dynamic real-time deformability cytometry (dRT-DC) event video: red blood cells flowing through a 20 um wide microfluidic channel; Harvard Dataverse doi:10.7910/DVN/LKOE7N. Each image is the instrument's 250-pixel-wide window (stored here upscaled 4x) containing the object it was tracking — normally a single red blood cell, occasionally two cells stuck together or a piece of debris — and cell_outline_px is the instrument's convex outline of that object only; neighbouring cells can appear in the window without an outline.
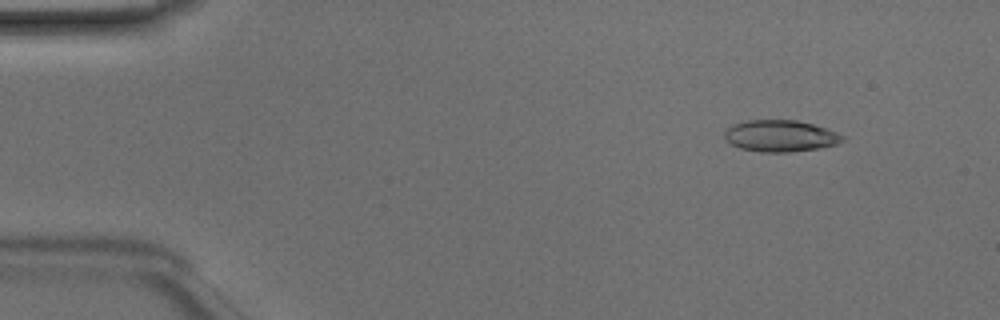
{"species": "Egyptian fruit bat (a non-hibernating species)", "species_latin": "Rousettus aegyptiacus", "temperature_condition": "room temperature", "stored_images_in_passage": 27, "camera_frame_rate_fps": 3000, "um_per_image_px": 0.085, "animal": {"sex": "male"}, "frame": {"image": 1, "passage_image": 5, "time_ms": 1.333, "image_size_px": [1000, 320], "cell_outline_px": [[844, 140], [836, 144], [816, 148], [788, 152], [760, 152], [740, 148], [724, 140], [724, 132], [732, 124], [748, 120], [796, 120], [812, 124], [836, 132], [844, 136]], "centroid_in_image_um": [66.28, 11.55], "position_along_channel_um": 18.7, "area_um2": 21.56}}
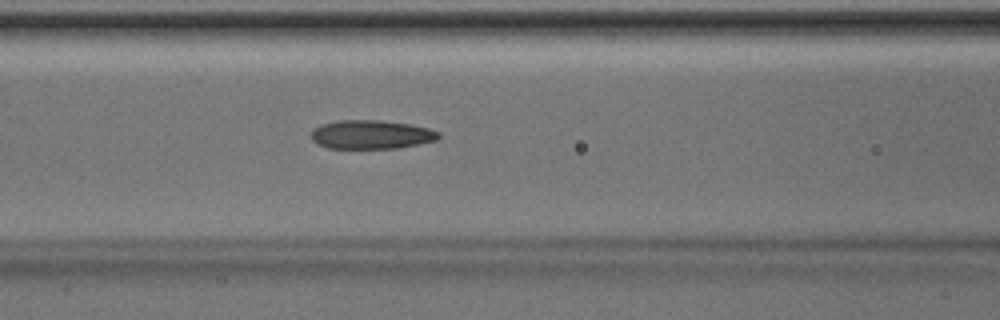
{"frame": {"image": 2, "passage_image": 20, "time_ms": 6.333, "image_size_px": [1000, 320], "cell_outline_px": [[440, 136], [436, 140], [420, 144], [396, 148], [328, 148], [316, 144], [312, 140], [312, 128], [320, 124], [340, 120], [380, 120], [408, 124], [428, 128], [440, 132]], "centroid_in_image_um": [31.53, 11.43], "position_along_channel_um": 135.1, "area_um2": 21.44}}
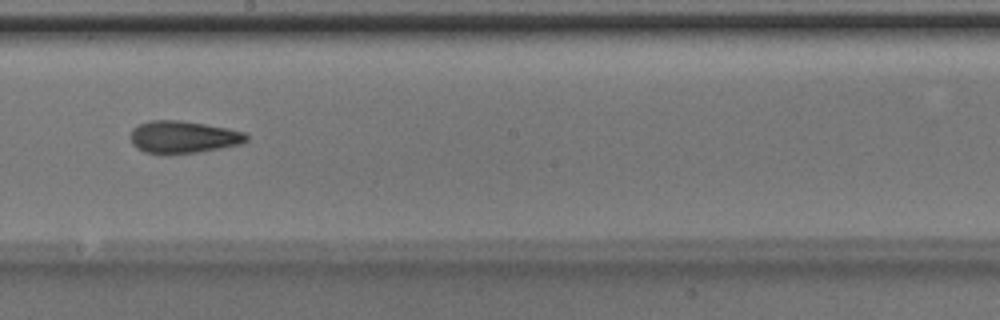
{"frame": {"image": 3, "passage_image": 27, "time_ms": 8.667, "image_size_px": [1000, 320], "cell_outline_px": [[248, 140], [244, 144], [196, 152], [168, 156], [164, 156], [144, 152], [136, 148], [132, 144], [128, 136], [132, 128], [148, 120], [180, 120], [228, 128], [244, 132], [248, 136]], "centroid_in_image_um": [15.52, 11.67], "position_along_channel_um": 232.7, "area_um2": 22.48}}